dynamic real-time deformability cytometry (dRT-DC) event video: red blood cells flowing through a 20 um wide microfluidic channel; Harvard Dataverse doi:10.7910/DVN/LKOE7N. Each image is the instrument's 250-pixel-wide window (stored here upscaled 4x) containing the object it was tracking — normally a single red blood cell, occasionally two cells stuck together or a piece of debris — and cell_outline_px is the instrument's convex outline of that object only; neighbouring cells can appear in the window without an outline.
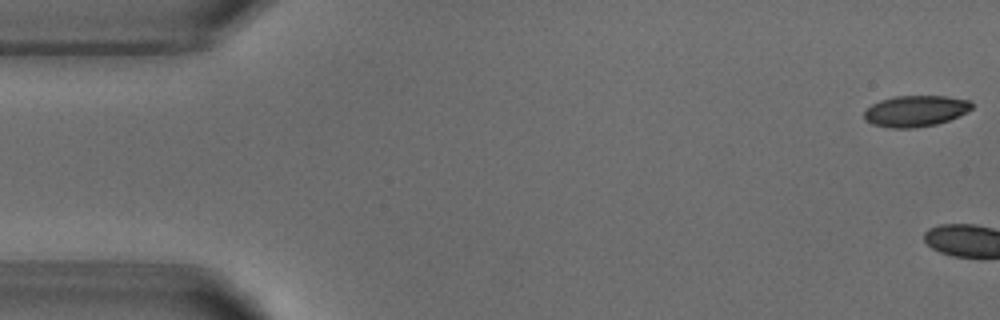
{"species": "common noctule bat (a hibernating species)", "species_latin": "Nyctalus noctula", "temperature_condition": "warm", "stored_images_in_passage": 7, "camera_frame_rate_fps": 3000, "um_per_image_px": 0.085, "animal": {"sex": "male", "body_mass_g": 18.8}, "frame": {"image": 1, "passage_image": 1, "time_ms": 0.0, "image_size_px": [1000, 320], "cell_outline_px": [[972, 108], [948, 120], [936, 124], [912, 128], [892, 128], [872, 124], [864, 120], [864, 112], [872, 104], [880, 100], [892, 96], [944, 96], [968, 100], [972, 104]], "centroid_in_image_um": [77.76, 9.43], "position_along_channel_um": 7.2, "area_um2": 19.31}}